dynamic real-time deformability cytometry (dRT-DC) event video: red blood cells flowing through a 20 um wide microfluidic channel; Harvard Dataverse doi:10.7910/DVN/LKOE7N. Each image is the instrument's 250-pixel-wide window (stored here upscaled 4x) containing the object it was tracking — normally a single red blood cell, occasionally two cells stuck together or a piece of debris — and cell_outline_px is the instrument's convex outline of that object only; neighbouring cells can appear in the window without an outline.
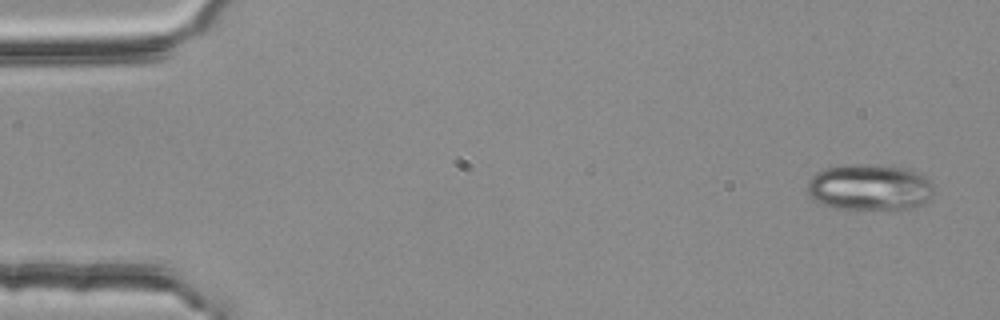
{"species": "common noctule bat (a hibernating species)", "species_latin": "Nyctalus noctula", "temperature_condition": "room temperature", "stored_images_in_passage": 3, "camera_frame_rate_fps": 3000, "um_per_image_px": 0.085, "animal": {"sex": "female", "body_mass_g": 25.1}, "frame": {"image": 1, "passage_image": 1, "time_ms": 0.0, "image_size_px": [1000, 320], "cell_outline_px": [[936, 192], [924, 204], [908, 212], [896, 212], [836, 208], [820, 204], [812, 200], [808, 192], [808, 180], [816, 172], [824, 168], [848, 164], [852, 164], [908, 168], [924, 176], [932, 184]], "centroid_in_image_um": [73.97, 15.99], "position_along_channel_um": 11.0, "area_um2": 35.37}}